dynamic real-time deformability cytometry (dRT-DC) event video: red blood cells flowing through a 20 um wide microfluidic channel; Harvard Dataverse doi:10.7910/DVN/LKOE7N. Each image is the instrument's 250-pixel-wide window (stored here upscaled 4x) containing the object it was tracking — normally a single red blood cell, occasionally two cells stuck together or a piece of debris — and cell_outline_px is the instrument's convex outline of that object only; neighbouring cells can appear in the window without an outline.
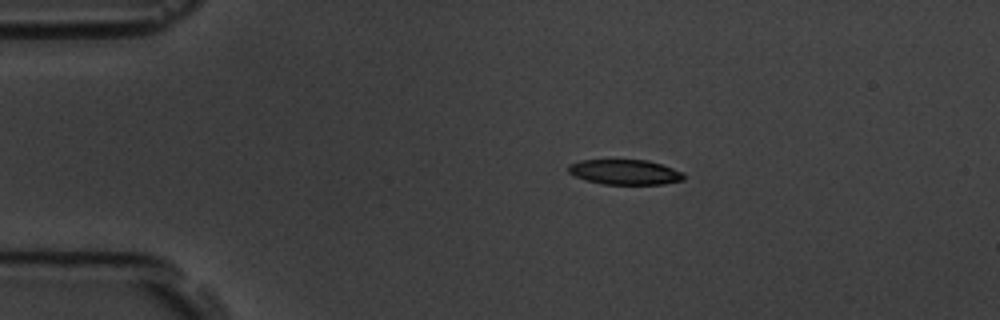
{"species": "common noctule bat (a hibernating species)", "species_latin": "Nyctalus noctula", "temperature_condition": "room temperature", "stored_images_in_passage": 8, "camera_frame_rate_fps": 3000, "um_per_image_px": 0.085, "animal": {"sex": "male", "body_mass_g": 19.5, "forearm_length_mm": 54.6}, "frame": {"image": 1, "passage_image": 2, "time_ms": 2.0, "image_size_px": [1000, 320], "cell_outline_px": [[684, 180], [664, 184], [604, 184], [584, 180], [568, 172], [568, 164], [580, 160], [648, 160], [672, 168], [680, 172], [684, 176]], "centroid_in_image_um": [53.08, 14.63], "position_along_channel_um": 31.9, "area_um2": 16.76}}
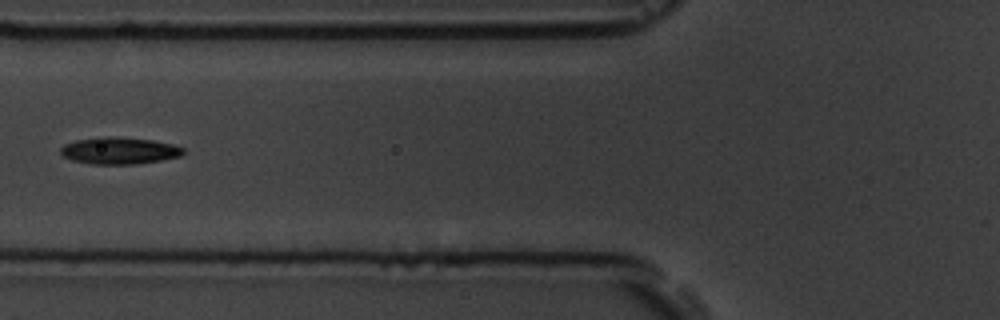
{"frame": {"image": 2, "passage_image": 5, "time_ms": 5.667, "image_size_px": [1000, 320], "cell_outline_px": [[184, 152], [180, 156], [160, 160], [136, 164], [88, 164], [72, 160], [64, 156], [60, 152], [60, 148], [64, 144], [76, 140], [100, 136], [108, 136], [152, 140], [172, 144], [184, 148]], "centroid_in_image_um": [10.1, 12.8], "position_along_channel_um": 115.7, "area_um2": 19.19}}
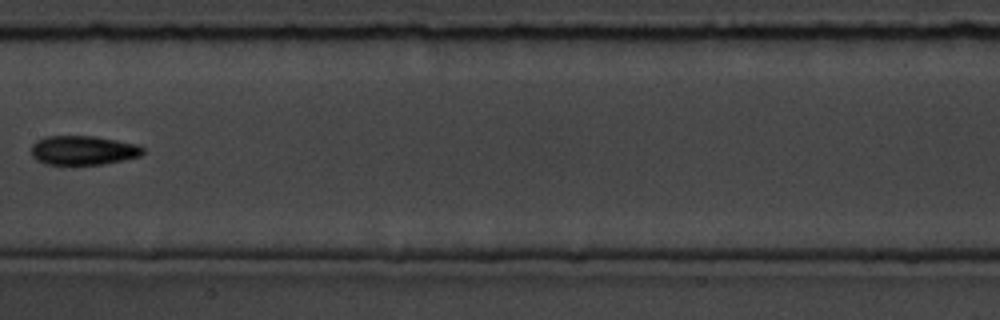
{"frame": {"image": 3, "passage_image": 7, "time_ms": 8.0, "image_size_px": [1000, 320], "cell_outline_px": [[144, 152], [140, 156], [124, 160], [104, 164], [44, 164], [36, 160], [32, 156], [32, 144], [36, 140], [44, 136], [96, 136], [136, 144], [144, 148]], "centroid_in_image_um": [7.06, 12.77], "position_along_channel_um": 200.3, "area_um2": 19.07}}